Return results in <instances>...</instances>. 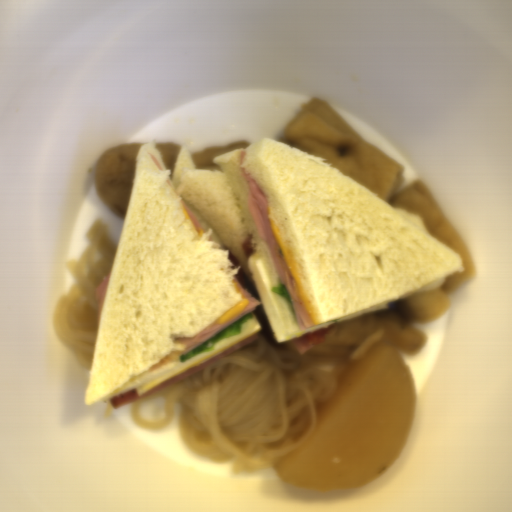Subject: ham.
Returning a JSON list of instances; mask_svg holds the SVG:
<instances>
[{
    "instance_id": "1",
    "label": "ham",
    "mask_w": 512,
    "mask_h": 512,
    "mask_svg": "<svg viewBox=\"0 0 512 512\" xmlns=\"http://www.w3.org/2000/svg\"><path fill=\"white\" fill-rule=\"evenodd\" d=\"M245 155L246 152L244 150L241 151L240 168L245 180L248 183L246 203L253 216L257 234L260 240L266 242L273 259L276 273L290 295L296 316L297 326L299 330L303 331L307 328L313 327L316 324L314 323L298 292L297 282L286 264L282 250L278 244L274 232L271 229V219H269V199L266 193L261 189L259 182H256L252 178V174L249 172L247 173V169L242 167V162Z\"/></svg>"
},
{
    "instance_id": "2",
    "label": "ham",
    "mask_w": 512,
    "mask_h": 512,
    "mask_svg": "<svg viewBox=\"0 0 512 512\" xmlns=\"http://www.w3.org/2000/svg\"><path fill=\"white\" fill-rule=\"evenodd\" d=\"M259 337V333H254L253 335L247 337L246 339L240 341L239 343H237L236 345L222 351L221 353L215 355L214 357L210 358L209 360H207L205 363H203L202 365H194L192 366L191 368H189L188 370H186L185 372H183L182 374L176 376V377H173V378H170V379H167L165 380L164 382H162L161 384L157 385L156 387L150 389L149 391H147L146 393H144L143 395L139 396L138 394V391H137V388L135 389H132V390H129V391H126L122 394H119L113 398H110L108 399L112 409H116V408H119L121 406H124L126 404H129V403H132V402H135V401H139V400H142V399H145L153 394H156L174 384H177L185 379H187L188 377L192 376L193 374L197 373L198 371L202 370V369H205L207 367H210L212 365H214L215 363H217L218 361L222 360L223 358L227 357L228 355H230L231 353L235 352L236 350L250 344L251 342L255 341L256 339H258Z\"/></svg>"
},
{
    "instance_id": "3",
    "label": "ham",
    "mask_w": 512,
    "mask_h": 512,
    "mask_svg": "<svg viewBox=\"0 0 512 512\" xmlns=\"http://www.w3.org/2000/svg\"><path fill=\"white\" fill-rule=\"evenodd\" d=\"M232 282H235L237 284V289L240 291V293L243 295V298L248 299V304L245 306V308L238 313L237 315L233 316L232 318L228 319L224 323L220 324L218 323V319L214 320L212 323H210L207 327H205L203 330L198 332L196 335L190 338H178L174 339L173 343L182 344L186 348L184 349L185 354L199 346L201 343L209 339L210 337L214 336L215 334L219 333L220 331L224 330L243 316H245L248 313H252L256 306L258 304H261L260 301L256 298L250 295L247 288H245L235 277Z\"/></svg>"
},
{
    "instance_id": "4",
    "label": "ham",
    "mask_w": 512,
    "mask_h": 512,
    "mask_svg": "<svg viewBox=\"0 0 512 512\" xmlns=\"http://www.w3.org/2000/svg\"><path fill=\"white\" fill-rule=\"evenodd\" d=\"M336 323H331L327 328L317 329L314 333L308 332L303 337L291 339L295 349L301 355L311 348L327 342L328 333L335 327Z\"/></svg>"
},
{
    "instance_id": "5",
    "label": "ham",
    "mask_w": 512,
    "mask_h": 512,
    "mask_svg": "<svg viewBox=\"0 0 512 512\" xmlns=\"http://www.w3.org/2000/svg\"><path fill=\"white\" fill-rule=\"evenodd\" d=\"M111 272L103 277L101 283L95 287V299L98 301V317L101 316L103 303L110 281Z\"/></svg>"
},
{
    "instance_id": "6",
    "label": "ham",
    "mask_w": 512,
    "mask_h": 512,
    "mask_svg": "<svg viewBox=\"0 0 512 512\" xmlns=\"http://www.w3.org/2000/svg\"><path fill=\"white\" fill-rule=\"evenodd\" d=\"M252 238H253L252 235H249L248 238L242 243V246H241L246 258L248 256H250L251 254H254L253 248L249 247V244H250Z\"/></svg>"
},
{
    "instance_id": "7",
    "label": "ham",
    "mask_w": 512,
    "mask_h": 512,
    "mask_svg": "<svg viewBox=\"0 0 512 512\" xmlns=\"http://www.w3.org/2000/svg\"><path fill=\"white\" fill-rule=\"evenodd\" d=\"M180 200H181V199H180ZM181 202H182V204H183V206H184L185 210H186V211H187V213L189 214L190 219H191V221H192V223H193V225H194V227H195V229H196L197 233H198V232H200L201 227H200V224H199V222H198V220H197L196 216L192 213V211L187 207V205H186L182 200H181Z\"/></svg>"
},
{
    "instance_id": "8",
    "label": "ham",
    "mask_w": 512,
    "mask_h": 512,
    "mask_svg": "<svg viewBox=\"0 0 512 512\" xmlns=\"http://www.w3.org/2000/svg\"><path fill=\"white\" fill-rule=\"evenodd\" d=\"M149 155H150L152 161L157 165L158 169L162 170V166H161L160 162L157 160V158L150 153H149Z\"/></svg>"
},
{
    "instance_id": "9",
    "label": "ham",
    "mask_w": 512,
    "mask_h": 512,
    "mask_svg": "<svg viewBox=\"0 0 512 512\" xmlns=\"http://www.w3.org/2000/svg\"><path fill=\"white\" fill-rule=\"evenodd\" d=\"M166 182H167V184H169V185L172 187V185H171V183H170V181H169V180H166Z\"/></svg>"
}]
</instances>
